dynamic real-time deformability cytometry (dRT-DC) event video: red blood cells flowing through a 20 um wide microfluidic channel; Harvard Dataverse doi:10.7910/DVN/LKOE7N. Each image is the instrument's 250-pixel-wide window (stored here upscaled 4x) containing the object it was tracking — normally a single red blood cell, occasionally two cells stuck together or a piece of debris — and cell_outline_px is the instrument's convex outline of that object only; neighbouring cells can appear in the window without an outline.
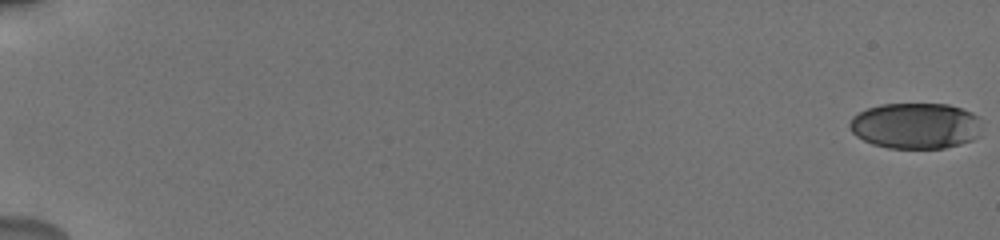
{"species": "human", "species_latin": "Homo sapiens", "temperature_condition": "cold", "stored_images_in_passage": 56, "camera_frame_rate_fps": 3000, "um_per_image_px": 0.085, "donor": {"sex": "male"}, "frame": {"image": 1, "passage_image": 1, "time_ms": 0.0, "image_size_px": [1000, 240], "cell_outline_px": [[980, 136], [972, 140], [960, 144], [944, 148], [888, 148], [872, 144], [856, 136], [852, 132], [848, 124], [852, 116], [868, 108], [880, 104], [948, 104], [972, 112], [980, 116]], "centroid_in_image_um": [77.84, 10.69], "position_along_channel_um": 7.2, "area_um2": 35.66}}
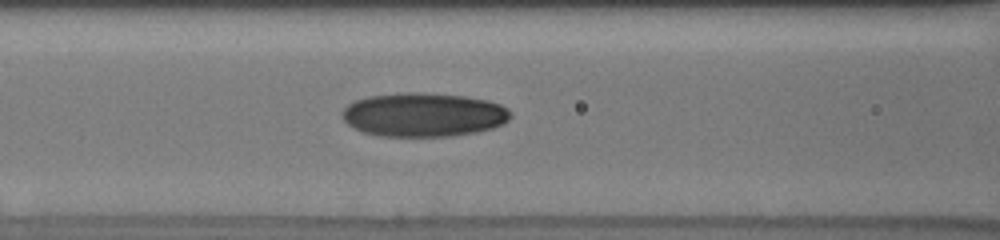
{"frame": {"image": 2, "passage_image": 27, "time_ms": 8.667, "image_size_px": [1000, 240], "cell_outline_px": [[512, 116], [504, 124], [492, 128], [476, 132], [452, 136], [380, 136], [364, 132], [348, 124], [344, 120], [340, 112], [348, 104], [356, 100], [368, 96], [404, 92], [424, 92], [464, 96], [488, 100], [500, 104], [508, 108], [512, 112]], "centroid_in_image_um": [36.03, 9.74], "position_along_channel_um": 130.6, "area_um2": 43.35}}
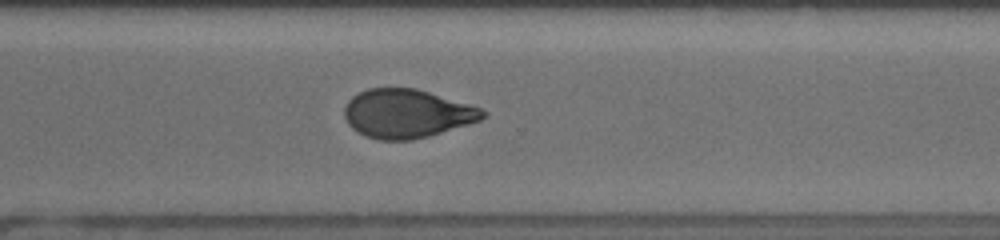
{"frame": {"image": 3, "passage_image": 43, "time_ms": 14.0, "image_size_px": [1000, 240], "cell_outline_px": [[488, 116], [480, 120], [468, 124], [428, 136], [408, 140], [380, 140], [364, 136], [352, 128], [348, 124], [344, 116], [344, 108], [348, 100], [352, 96], [368, 88], [416, 88], [468, 104], [480, 108], [488, 112]], "centroid_in_image_um": [34.56, 9.65], "position_along_channel_um": 336.0, "area_um2": 39.13}, "authors_computed_cell_mechanics": {"area_um2": 39.5352, "velocity_mm_per_s": 3.8598, "shape_relaxation_time_tau1_ms": 6.472, "shape_relaxation_time_tau2_ms": 2.299, "deformation_change_tau1": 0.1735, "deformation_change_tau2": 0.0752}}